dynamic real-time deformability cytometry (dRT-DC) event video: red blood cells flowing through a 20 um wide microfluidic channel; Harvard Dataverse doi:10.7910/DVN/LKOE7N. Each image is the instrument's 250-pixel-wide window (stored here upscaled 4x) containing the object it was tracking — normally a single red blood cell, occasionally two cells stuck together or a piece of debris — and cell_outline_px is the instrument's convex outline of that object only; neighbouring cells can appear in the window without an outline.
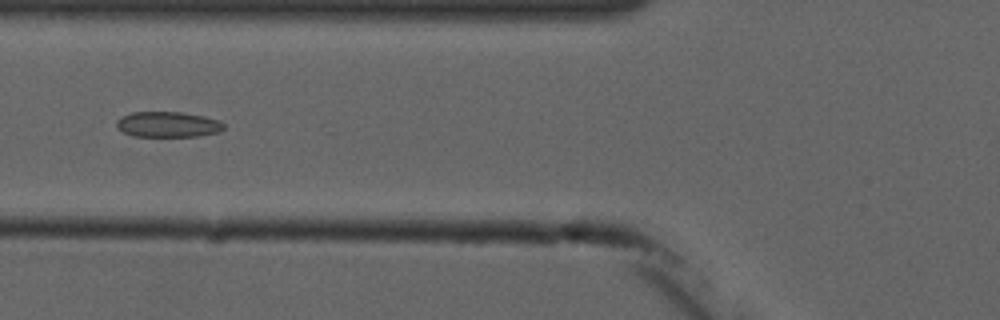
{"species": "common noctule bat (a hibernating species)", "species_latin": "Nyctalus noctula", "temperature_condition": "cold", "stored_images_in_passage": 2, "camera_frame_rate_fps": 3000, "um_per_image_px": 0.085, "animal": {"sex": "male", "forearm_length_mm": 52.5}, "frame": {"image": 1, "passage_image": 2, "time_ms": 1.0, "image_size_px": [1000, 320], "cell_outline_px": [[224, 128], [220, 132], [200, 136], [132, 136], [116, 128], [116, 120], [120, 116], [132, 112], [180, 112], [204, 116], [220, 120], [224, 124]], "centroid_in_image_um": [14.26, 10.57], "position_along_channel_um": 111.5, "area_um2": 16.13}}